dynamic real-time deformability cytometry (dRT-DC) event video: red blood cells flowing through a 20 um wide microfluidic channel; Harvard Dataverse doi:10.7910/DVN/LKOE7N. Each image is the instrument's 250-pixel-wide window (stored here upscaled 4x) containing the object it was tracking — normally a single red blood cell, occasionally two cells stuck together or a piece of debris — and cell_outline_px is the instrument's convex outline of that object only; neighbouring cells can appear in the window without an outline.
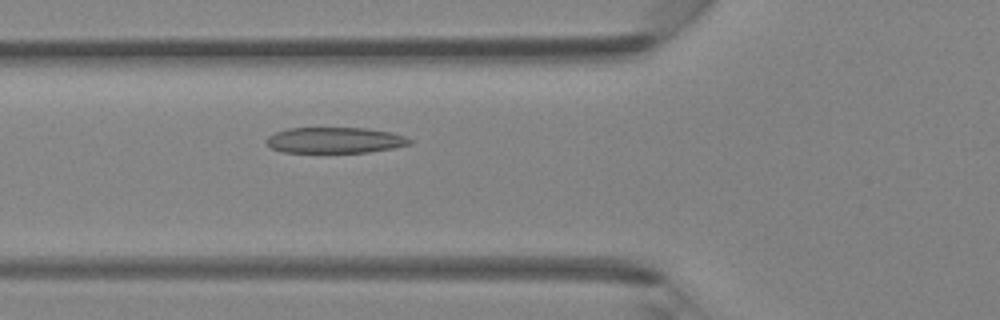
{"species": "Egyptian fruit bat (a non-hibernating species)", "species_latin": "Rousettus aegyptiacus", "temperature_condition": "room temperature", "stored_images_in_passage": 34, "camera_frame_rate_fps": 3000, "um_per_image_px": 0.085, "animal": {"sex": "female"}, "frame": {"image": 1, "passage_image": 13, "time_ms": 4.0, "image_size_px": [1000, 320], "cell_outline_px": [[412, 144], [392, 148], [368, 152], [284, 152], [272, 148], [264, 140], [268, 136], [276, 132], [288, 128], [368, 128], [392, 132], [404, 136], [412, 140]], "centroid_in_image_um": [28.48, 11.91], "position_along_channel_um": 97.3, "area_um2": 21.56}}
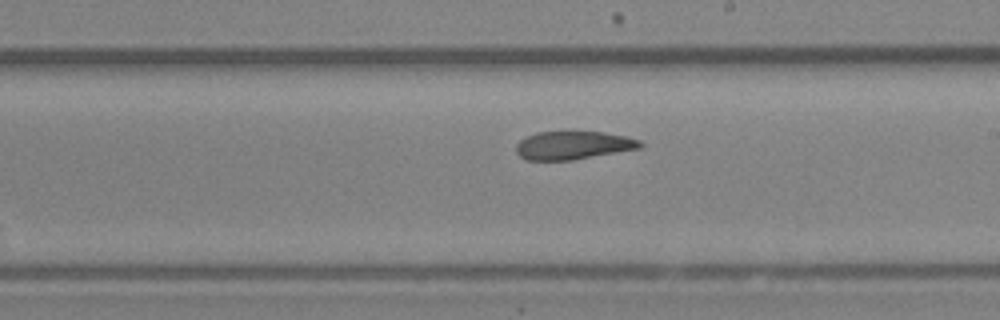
{"frame": {"image": 2, "passage_image": 22, "time_ms": 7.0, "image_size_px": [1000, 320], "cell_outline_px": [[644, 144], [640, 148], [572, 160], [524, 160], [516, 152], [516, 144], [520, 140], [536, 132], [604, 132], [628, 136], [640, 140]], "centroid_in_image_um": [48.72, 12.35], "position_along_channel_um": 240.3, "area_um2": 20.4}}
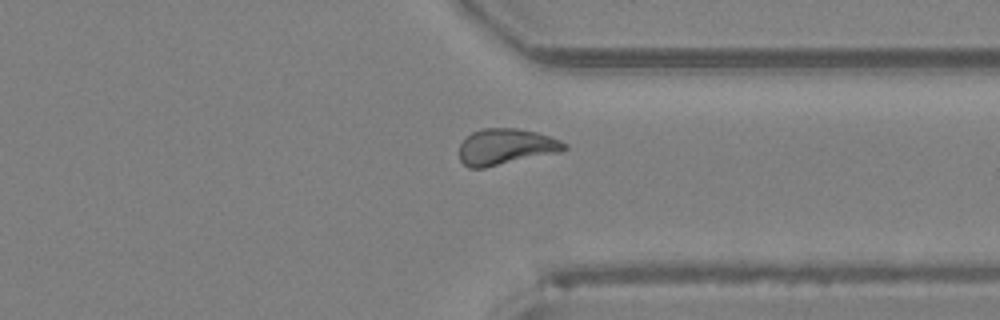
{"frame": {"image": 3, "passage_image": 30, "time_ms": 9.667, "image_size_px": [1000, 320], "cell_outline_px": [[568, 148], [560, 152], [484, 168], [468, 168], [460, 160], [460, 144], [472, 132], [484, 128], [516, 128], [536, 132], [560, 140], [568, 144]], "centroid_in_image_um": [43.01, 12.48], "position_along_channel_um": 368.4, "area_um2": 22.02}}